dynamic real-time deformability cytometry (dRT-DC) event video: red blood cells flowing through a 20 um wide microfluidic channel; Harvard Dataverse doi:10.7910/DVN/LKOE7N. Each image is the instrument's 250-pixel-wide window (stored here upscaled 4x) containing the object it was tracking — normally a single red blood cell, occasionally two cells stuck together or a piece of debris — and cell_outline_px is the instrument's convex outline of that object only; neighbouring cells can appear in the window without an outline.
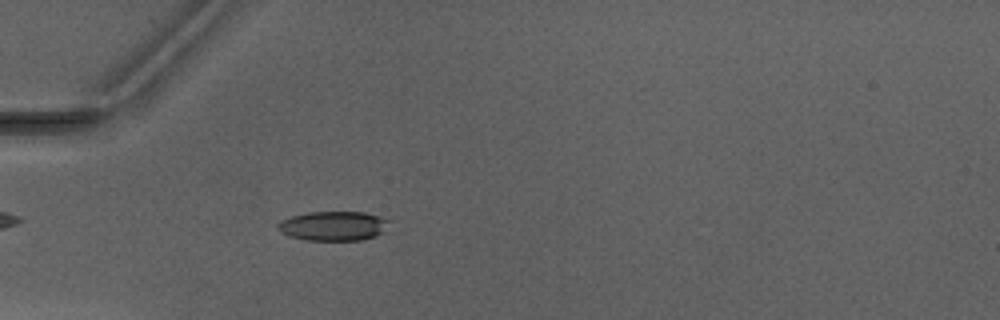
{"species": "Egyptian fruit bat (a non-hibernating species)", "species_latin": "Rousettus aegyptiacus", "temperature_condition": "warm", "stored_images_in_passage": 2, "camera_frame_rate_fps": 3000, "um_per_image_px": 0.085, "animal": {"sex": "male"}, "frame": {"image": 1, "passage_image": 2, "time_ms": 1.0, "image_size_px": [1000, 320], "cell_outline_px": [[388, 220], [384, 232], [376, 236], [360, 240], [304, 240], [280, 232], [276, 228], [276, 224], [280, 220], [292, 216], [308, 212], [364, 212], [380, 216]], "centroid_in_image_um": [28.3, 19.2], "position_along_channel_um": 56.7, "area_um2": 19.07}}